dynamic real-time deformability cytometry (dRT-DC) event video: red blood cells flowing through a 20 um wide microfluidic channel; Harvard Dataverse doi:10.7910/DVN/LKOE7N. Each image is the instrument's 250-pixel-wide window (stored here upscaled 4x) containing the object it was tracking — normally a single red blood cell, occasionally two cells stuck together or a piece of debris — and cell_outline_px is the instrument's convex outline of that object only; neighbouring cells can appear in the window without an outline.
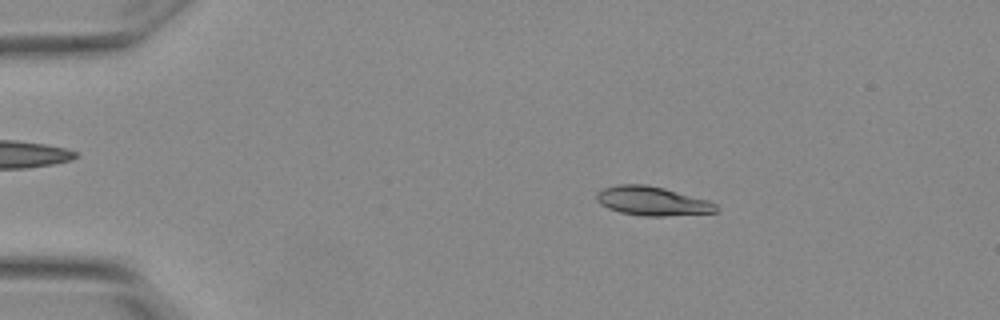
{"species": "Egyptian fruit bat (a non-hibernating species)", "species_latin": "Rousettus aegyptiacus", "temperature_condition": "warm", "stored_images_in_passage": 3, "camera_frame_rate_fps": 3000, "um_per_image_px": 0.085, "animal": {"sex": "female"}, "frame": {"image": 1, "passage_image": 2, "time_ms": 0.333, "image_size_px": [1000, 320], "cell_outline_px": [[720, 208], [716, 212], [664, 216], [644, 216], [620, 212], [608, 208], [600, 204], [596, 200], [596, 192], [604, 188], [616, 184], [644, 184], [664, 188], [708, 200], [716, 204]], "centroid_in_image_um": [55.43, 17.08], "position_along_channel_um": 29.6, "area_um2": 20.23}}